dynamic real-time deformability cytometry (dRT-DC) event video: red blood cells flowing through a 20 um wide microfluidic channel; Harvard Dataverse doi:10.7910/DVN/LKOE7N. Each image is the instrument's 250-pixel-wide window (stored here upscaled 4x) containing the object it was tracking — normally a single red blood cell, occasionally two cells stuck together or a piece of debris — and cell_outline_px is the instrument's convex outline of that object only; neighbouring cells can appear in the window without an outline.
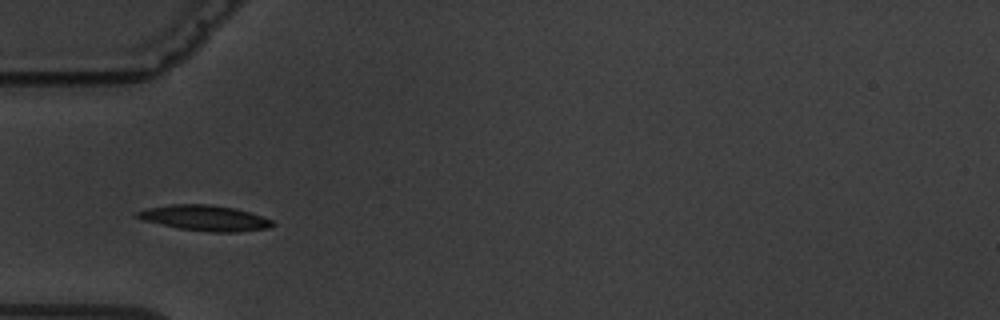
{"species": "common noctule bat (a hibernating species)", "species_latin": "Nyctalus noctula", "temperature_condition": "warm", "stored_images_in_passage": 2, "camera_frame_rate_fps": 3000, "um_per_image_px": 0.085, "animal": {"sex": "male", "body_mass_g": 19.5, "forearm_length_mm": 54.6}, "frame": {"image": 1, "passage_image": 1, "time_ms": 0.0, "image_size_px": [1000, 320], "cell_outline_px": [[276, 224], [272, 228], [236, 232], [208, 232], [180, 228], [144, 220], [136, 216], [136, 212], [148, 208], [172, 204], [212, 204], [236, 208], [272, 220]], "centroid_in_image_um": [17.48, 18.53], "position_along_channel_um": 67.5, "area_um2": 20.0}}
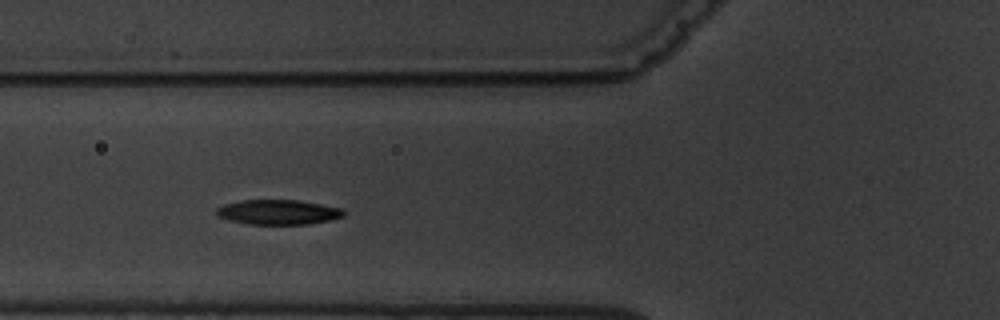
{"frame": {"image": 2, "passage_image": 2, "time_ms": 1.0, "image_size_px": [1000, 320], "cell_outline_px": [[348, 212], [344, 216], [332, 220], [308, 224], [248, 224], [228, 220], [216, 216], [212, 212], [216, 208], [224, 204], [240, 200], [296, 200], [344, 208]], "centroid_in_image_um": [23.64, 18.03], "position_along_channel_um": 102.2, "area_um2": 18.79}}